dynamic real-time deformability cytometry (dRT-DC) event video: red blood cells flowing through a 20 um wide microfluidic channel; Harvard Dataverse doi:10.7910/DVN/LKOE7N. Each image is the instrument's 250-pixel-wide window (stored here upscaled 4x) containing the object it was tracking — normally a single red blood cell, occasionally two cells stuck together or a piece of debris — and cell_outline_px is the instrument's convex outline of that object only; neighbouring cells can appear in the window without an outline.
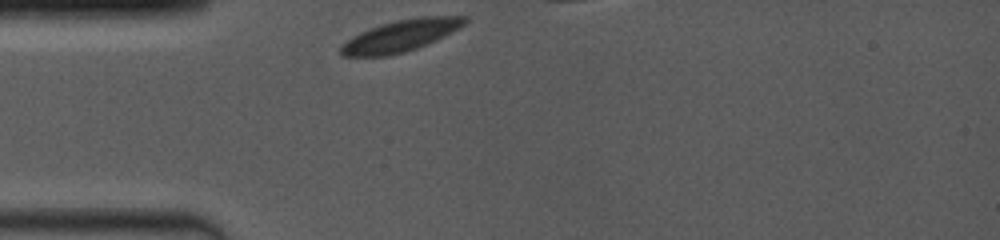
{"species": "common noctule bat (a hibernating species)", "species_latin": "Nyctalus noctula", "temperature_condition": "room temperature", "stored_images_in_passage": 14, "camera_frame_rate_fps": 4000, "um_per_image_px": 0.085, "animal": {"sex": "female", "body_mass_g": 19.0, "forearm_length_mm": 53.3}, "frame": {"image": 1, "passage_image": 1, "time_ms": 0.0, "image_size_px": [1000, 240], "cell_outline_px": [[468, 20], [464, 24], [452, 32], [436, 40], [416, 48], [404, 52], [388, 56], [344, 56], [340, 52], [340, 44], [352, 36], [368, 28], [396, 20], [420, 16], [468, 16]], "centroid_in_image_um": [34.04, 3.03], "position_along_channel_um": 51.0, "area_um2": 22.83}}
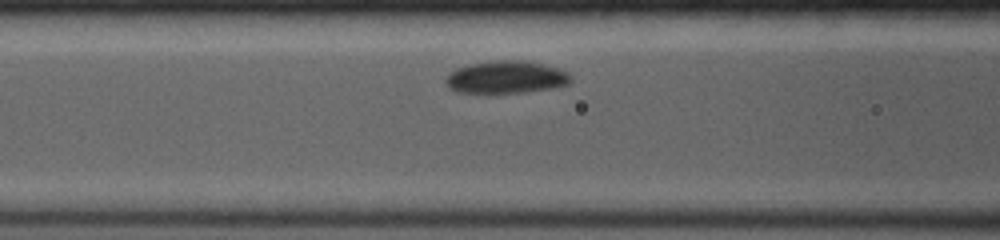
{"frame": {"image": 2, "passage_image": 8, "time_ms": 2.25, "image_size_px": [1000, 240], "cell_outline_px": [[572, 80], [568, 84], [552, 88], [524, 92], [456, 92], [448, 88], [444, 80], [444, 76], [448, 72], [456, 68], [472, 64], [496, 60], [520, 60], [544, 64], [568, 72], [572, 76]], "centroid_in_image_um": [42.99, 6.55], "position_along_channel_um": 123.6, "area_um2": 23.7}}
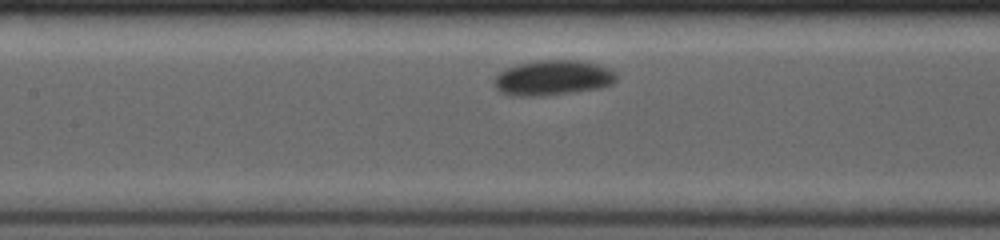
{"frame": {"image": 3, "passage_image": 12, "time_ms": 3.25, "image_size_px": [1000, 240], "cell_outline_px": [[616, 80], [612, 84], [600, 88], [544, 96], [512, 96], [500, 92], [496, 88], [492, 80], [504, 68], [516, 64], [540, 60], [576, 60], [596, 64], [608, 68], [616, 72]], "centroid_in_image_um": [46.95, 6.62], "position_along_channel_um": 160.4, "area_um2": 25.2}}